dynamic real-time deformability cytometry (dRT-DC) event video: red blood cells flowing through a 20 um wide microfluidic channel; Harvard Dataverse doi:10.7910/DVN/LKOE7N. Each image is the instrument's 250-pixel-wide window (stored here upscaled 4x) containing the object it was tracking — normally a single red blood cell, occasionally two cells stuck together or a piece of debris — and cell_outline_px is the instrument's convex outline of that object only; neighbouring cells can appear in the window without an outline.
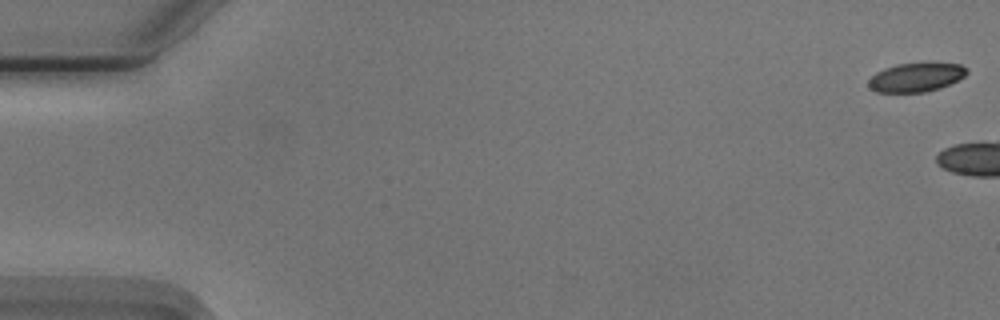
{"species": "Egyptian fruit bat (a non-hibernating species)", "species_latin": "Rousettus aegyptiacus", "temperature_condition": "cold", "stored_images_in_passage": 11, "camera_frame_rate_fps": 3000, "um_per_image_px": 0.085, "animal": {"sex": "male"}, "frame": {"image": 1, "passage_image": 1, "time_ms": 0.0, "image_size_px": [1000, 320], "cell_outline_px": [[968, 72], [964, 76], [940, 88], [924, 92], [876, 92], [868, 84], [868, 80], [876, 72], [884, 68], [896, 64], [960, 64], [968, 68]], "centroid_in_image_um": [77.84, 6.58], "position_along_channel_um": 7.2, "area_um2": 16.18}}